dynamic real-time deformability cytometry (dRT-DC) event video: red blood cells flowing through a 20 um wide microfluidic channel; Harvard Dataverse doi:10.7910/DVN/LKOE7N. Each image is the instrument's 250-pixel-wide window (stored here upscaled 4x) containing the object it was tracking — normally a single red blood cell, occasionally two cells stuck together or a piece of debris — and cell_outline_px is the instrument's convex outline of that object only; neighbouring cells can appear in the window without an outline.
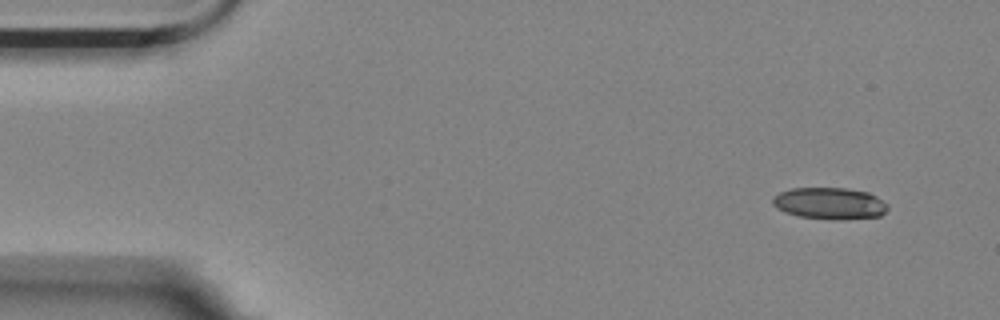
{"species": "Egyptian fruit bat (a non-hibernating species)", "species_latin": "Rousettus aegyptiacus", "temperature_condition": "room temperature", "stored_images_in_passage": 6, "camera_frame_rate_fps": 3000, "um_per_image_px": 0.085, "animal": {"sex": "female"}, "frame": {"image": 1, "passage_image": 1, "time_ms": 0.0, "image_size_px": [1000, 320], "cell_outline_px": [[888, 208], [880, 216], [840, 220], [800, 216], [784, 212], [776, 208], [772, 204], [772, 196], [780, 192], [792, 188], [848, 188], [868, 192], [876, 196], [888, 204]], "centroid_in_image_um": [70.51, 17.28], "position_along_channel_um": 14.5, "area_um2": 21.33}}
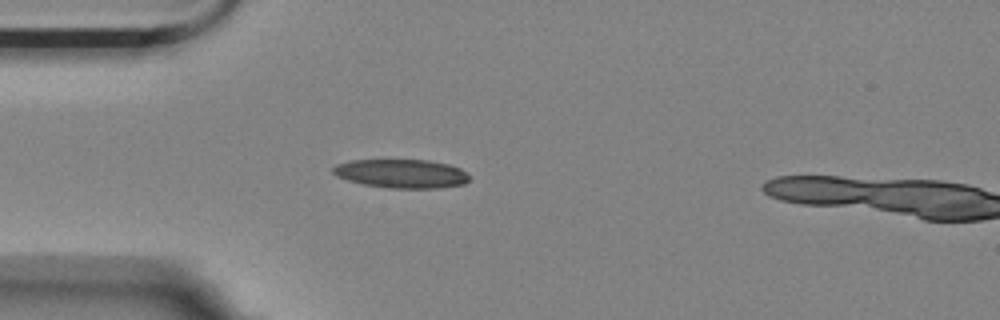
{"frame": {"image": 2, "passage_image": 4, "time_ms": 1.0, "image_size_px": [1000, 320], "cell_outline_px": [[468, 180], [464, 184], [436, 188], [388, 188], [364, 184], [348, 180], [336, 176], [332, 172], [332, 168], [336, 164], [352, 160], [428, 160], [448, 164], [460, 168], [468, 172]], "centroid_in_image_um": [34.12, 14.75], "position_along_channel_um": 50.9, "area_um2": 22.83}}
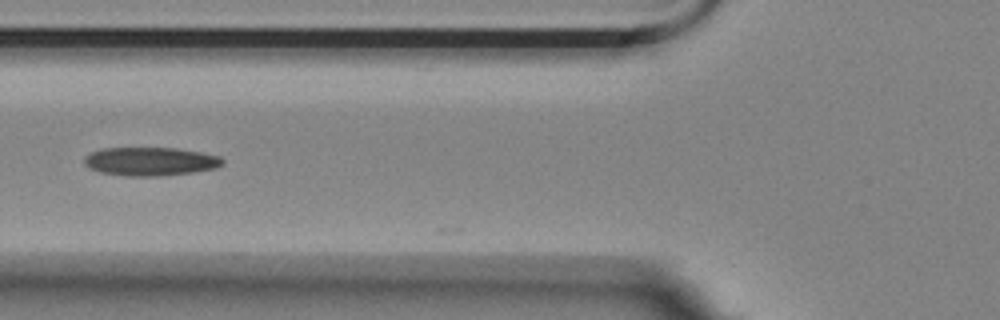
{"frame": {"image": 3, "passage_image": 6, "time_ms": 1.667, "image_size_px": [1000, 320], "cell_outline_px": [[224, 164], [216, 168], [192, 172], [160, 176], [128, 176], [100, 172], [84, 164], [84, 156], [100, 148], [176, 148], [200, 152], [220, 156], [224, 160]], "centroid_in_image_um": [12.79, 13.72], "position_along_channel_um": 113.0, "area_um2": 22.95}}